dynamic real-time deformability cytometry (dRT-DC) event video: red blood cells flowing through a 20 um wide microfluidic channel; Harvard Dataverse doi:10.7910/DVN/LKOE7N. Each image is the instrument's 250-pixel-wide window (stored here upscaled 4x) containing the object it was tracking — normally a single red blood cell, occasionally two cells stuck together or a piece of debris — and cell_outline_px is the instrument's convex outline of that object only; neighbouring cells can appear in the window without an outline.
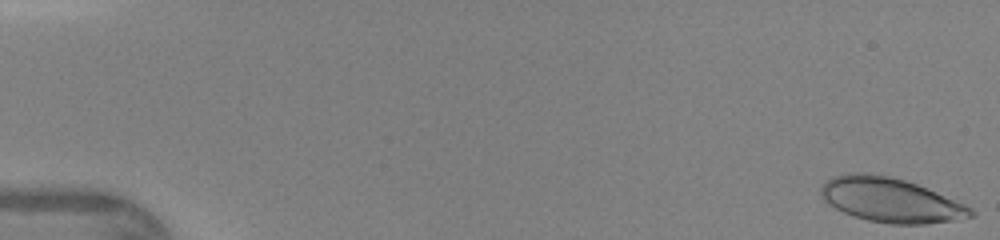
{"species": "human", "species_latin": "Homo sapiens", "temperature_condition": "warm", "stored_images_in_passage": 46, "camera_frame_rate_fps": 3000, "um_per_image_px": 0.085, "donor": {"sex": "female"}, "frame": {"image": 1, "passage_image": 1, "time_ms": 0.0, "image_size_px": [1000, 240], "cell_outline_px": [[976, 212], [972, 216], [952, 220], [924, 224], [892, 224], [868, 220], [852, 216], [836, 208], [824, 200], [820, 196], [820, 188], [832, 176], [852, 172], [864, 172], [888, 176], [904, 180], [916, 184], [964, 204], [972, 208]], "centroid_in_image_um": [75.66, 17.0], "position_along_channel_um": 9.3, "area_um2": 38.38}}
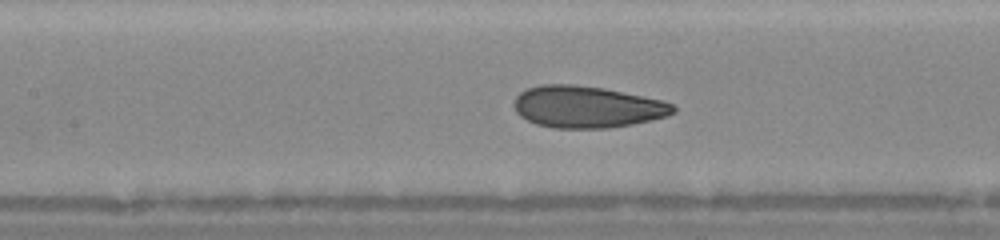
{"frame": {"image": 2, "passage_image": 22, "time_ms": 7.0, "image_size_px": [1000, 240], "cell_outline_px": [[676, 112], [668, 116], [652, 120], [632, 124], [608, 128], [552, 128], [536, 124], [520, 116], [516, 112], [512, 104], [516, 96], [520, 92], [528, 88], [540, 84], [572, 84], [604, 88], [664, 100], [672, 104], [676, 108]], "centroid_in_image_um": [49.89, 9.08], "position_along_channel_um": 157.5, "area_um2": 39.07}}
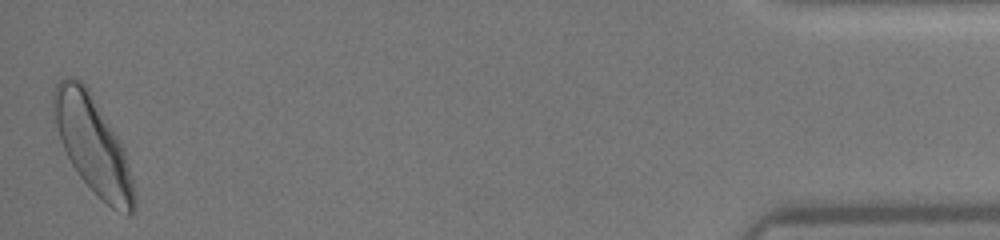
{"frame": {"image": 3, "passage_image": 46, "time_ms": 15.0, "image_size_px": [1000, 240], "cell_outline_px": [[136, 212], [128, 216], [112, 208], [80, 176], [72, 164], [60, 140], [56, 124], [52, 104], [52, 92], [56, 84], [60, 80], [68, 76], [72, 76], [80, 80], [88, 88], [120, 140], [124, 148], [136, 196]], "centroid_in_image_um": [7.91, 12.3], "position_along_channel_um": 427.3, "area_um2": 44.97}}